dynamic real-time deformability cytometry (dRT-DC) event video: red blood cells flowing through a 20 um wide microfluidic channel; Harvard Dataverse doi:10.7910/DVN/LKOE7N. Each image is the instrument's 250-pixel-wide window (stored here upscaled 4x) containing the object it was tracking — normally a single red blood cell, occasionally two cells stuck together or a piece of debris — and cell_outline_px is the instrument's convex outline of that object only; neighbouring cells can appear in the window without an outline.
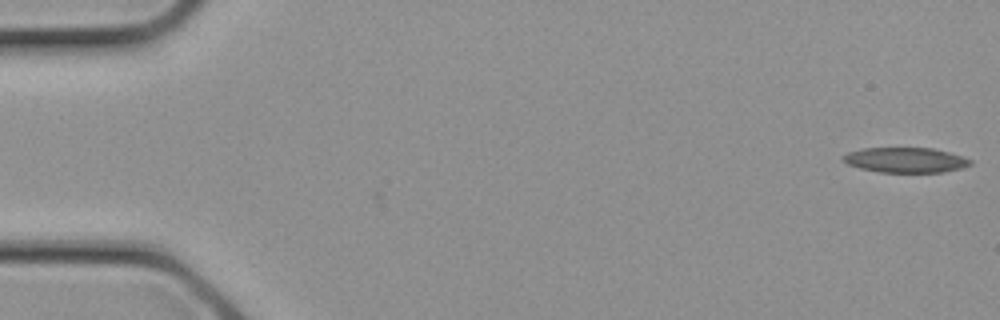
{"species": "common noctule bat (a hibernating species)", "species_latin": "Nyctalus noctula", "temperature_condition": "cold", "stored_images_in_passage": 2, "camera_frame_rate_fps": 3000, "um_per_image_px": 0.085, "animal": {"sex": "female", "body_mass_g": 21.9}, "frame": {"image": 1, "passage_image": 1, "time_ms": 0.0, "image_size_px": [1000, 320], "cell_outline_px": [[972, 164], [960, 168], [944, 172], [880, 172], [860, 168], [848, 164], [840, 156], [848, 152], [860, 148], [932, 148], [948, 152], [972, 160]], "centroid_in_image_um": [76.94, 13.6], "position_along_channel_um": 8.1, "area_um2": 18.5}}